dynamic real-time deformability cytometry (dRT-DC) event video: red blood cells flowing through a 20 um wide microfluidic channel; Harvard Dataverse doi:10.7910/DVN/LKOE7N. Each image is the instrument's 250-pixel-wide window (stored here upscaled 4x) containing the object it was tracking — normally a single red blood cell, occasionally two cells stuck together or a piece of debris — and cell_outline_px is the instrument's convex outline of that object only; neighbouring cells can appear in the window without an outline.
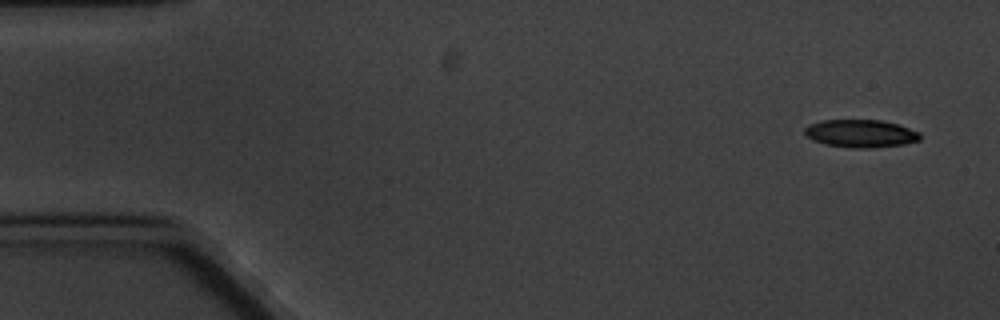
{"species": "common noctule bat (a hibernating species)", "species_latin": "Nyctalus noctula", "temperature_condition": "cold", "stored_images_in_passage": 5, "camera_frame_rate_fps": 3000, "um_per_image_px": 0.085, "animal": {"sex": "male", "body_mass_g": 20.1, "forearm_length_mm": 53.5}, "frame": {"image": 1, "passage_image": 1, "time_ms": 0.0, "image_size_px": [1000, 320], "cell_outline_px": [[920, 140], [904, 144], [868, 148], [852, 148], [824, 144], [812, 140], [804, 136], [804, 128], [808, 124], [820, 120], [880, 120], [896, 124], [920, 132]], "centroid_in_image_um": [73.09, 11.35], "position_along_channel_um": 11.9, "area_um2": 18.79}}
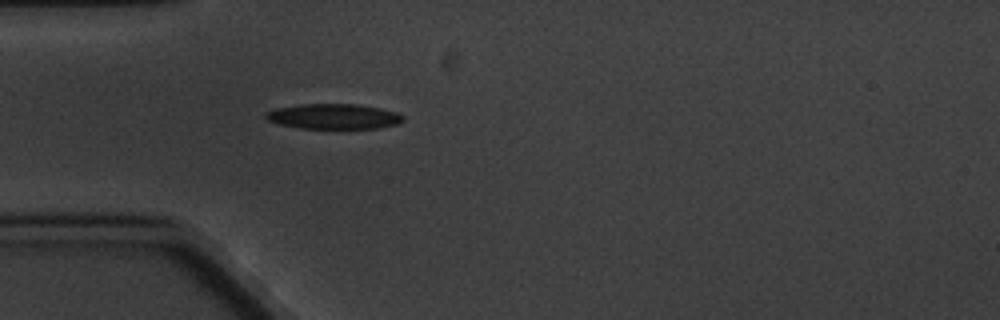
{"frame": {"image": 2, "passage_image": 5, "time_ms": 4.667, "image_size_px": [1000, 320], "cell_outline_px": [[404, 120], [396, 124], [376, 128], [300, 128], [276, 124], [268, 120], [264, 116], [264, 112], [276, 108], [300, 104], [356, 104], [380, 108], [396, 112], [404, 116]], "centroid_in_image_um": [28.31, 9.89], "position_along_channel_um": 56.7, "area_um2": 20.17}}